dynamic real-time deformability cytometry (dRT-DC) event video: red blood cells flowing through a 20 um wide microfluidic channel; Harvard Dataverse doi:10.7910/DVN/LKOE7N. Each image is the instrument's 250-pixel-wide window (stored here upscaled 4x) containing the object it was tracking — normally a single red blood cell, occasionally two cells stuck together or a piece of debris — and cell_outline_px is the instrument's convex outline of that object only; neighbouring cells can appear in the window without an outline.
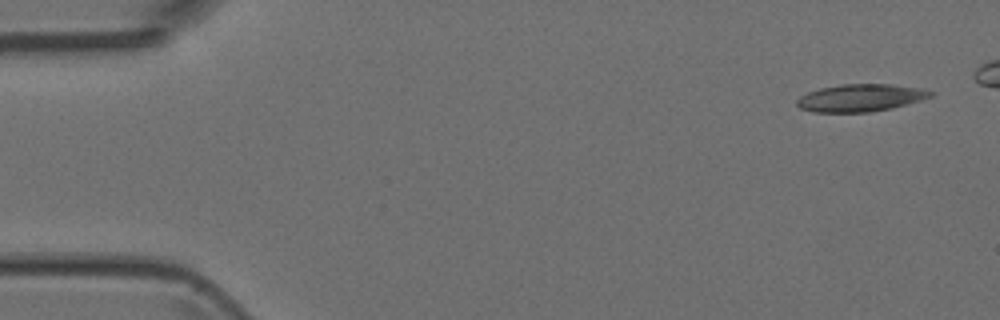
{"species": "Egyptian fruit bat (a non-hibernating species)", "species_latin": "Rousettus aegyptiacus", "temperature_condition": "room temperature", "stored_images_in_passage": 5, "camera_frame_rate_fps": 3000, "um_per_image_px": 0.085, "animal": {"sex": "female"}, "frame": {"image": 1, "passage_image": 1, "time_ms": 0.0, "image_size_px": [1000, 320], "cell_outline_px": [[936, 92], [932, 96], [920, 100], [892, 108], [872, 112], [812, 112], [800, 108], [796, 104], [796, 100], [800, 96], [808, 92], [820, 88], [840, 84], [892, 84], [924, 88]], "centroid_in_image_um": [73.16, 8.31], "position_along_channel_um": 11.8, "area_um2": 21.56}}